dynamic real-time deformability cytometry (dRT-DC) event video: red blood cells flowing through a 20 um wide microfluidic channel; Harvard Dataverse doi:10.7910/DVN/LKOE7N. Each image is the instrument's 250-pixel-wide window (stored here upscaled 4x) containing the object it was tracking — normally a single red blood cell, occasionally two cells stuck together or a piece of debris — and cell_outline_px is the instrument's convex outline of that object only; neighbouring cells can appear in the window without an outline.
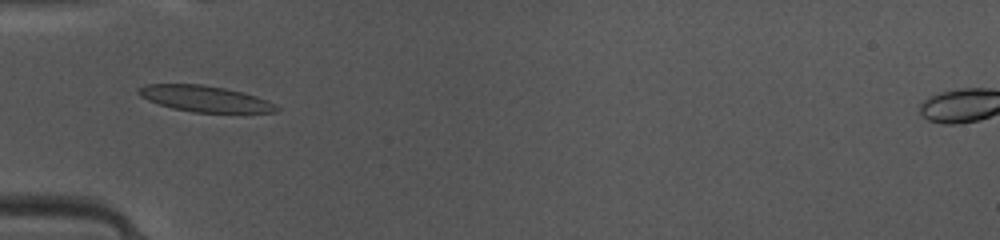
{"species": "common noctule bat (a hibernating species)", "species_latin": "Nyctalus noctula", "temperature_condition": "warm", "stored_images_in_passage": 36, "camera_frame_rate_fps": 3000, "um_per_image_px": 0.085, "animal": {"sex": "female", "body_mass_g": 10.0, "forearm_length_mm": 53.1}, "frame": {"image": 1, "passage_image": 3, "time_ms": 0.667, "image_size_px": [1000, 240], "cell_outline_px": [[280, 108], [276, 112], [192, 112], [172, 108], [148, 100], [140, 96], [136, 92], [136, 88], [144, 84], [204, 84], [244, 92], [256, 96], [276, 104]], "centroid_in_image_um": [17.38, 8.38], "position_along_channel_um": 67.6, "area_um2": 20.98}}
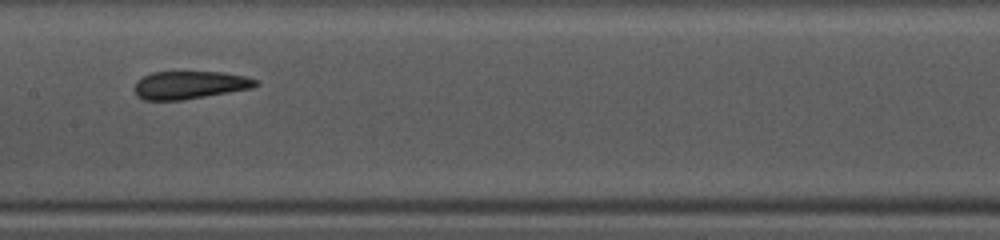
{"frame": {"image": 2, "passage_image": 12, "time_ms": 3.667, "image_size_px": [1000, 240], "cell_outline_px": [[260, 84], [252, 88], [184, 100], [144, 100], [136, 96], [136, 80], [152, 72], [224, 72], [244, 76], [256, 80]], "centroid_in_image_um": [16.13, 7.23], "position_along_channel_um": 191.3, "area_um2": 19.65}}
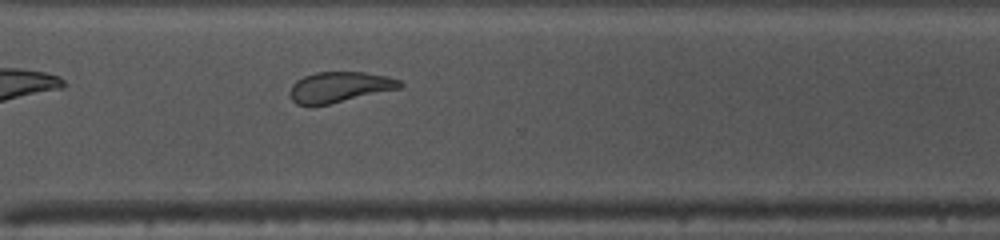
{"frame": {"image": 3, "passage_image": 23, "time_ms": 7.333, "image_size_px": [1000, 240], "cell_outline_px": [[404, 84], [400, 88], [328, 104], [296, 104], [292, 100], [288, 92], [292, 84], [296, 80], [304, 76], [316, 72], [364, 72], [388, 76], [400, 80]], "centroid_in_image_um": [28.85, 7.38], "position_along_channel_um": 341.7, "area_um2": 19.42}, "authors_computed_cell_mechanics": {"area_um2": 20.0277, "velocity_mm_per_s": 4.1198, "shape_relaxation_time_tau1_ms": 5.2594, "shape_relaxation_time_tau2_ms": 1.8858, "deformation_change_tau1": 0.1741, "deformation_change_tau2": 0.0713}}